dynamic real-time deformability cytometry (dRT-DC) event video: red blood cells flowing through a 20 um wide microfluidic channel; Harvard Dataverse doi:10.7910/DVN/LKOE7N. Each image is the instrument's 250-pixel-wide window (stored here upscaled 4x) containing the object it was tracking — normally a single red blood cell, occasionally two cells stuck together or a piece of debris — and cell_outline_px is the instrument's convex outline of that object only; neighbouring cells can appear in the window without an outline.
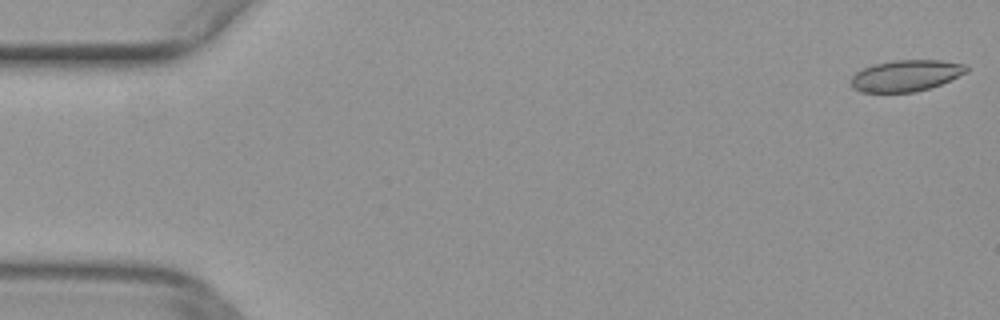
{"species": "common noctule bat (a hibernating species)", "species_latin": "Nyctalus noctula", "temperature_condition": "warm", "stored_images_in_passage": 51, "camera_frame_rate_fps": 3000, "um_per_image_px": 0.085, "animal": {"sex": "female", "body_mass_g": 29.2, "forearm_length_mm": 56.3}, "frame": {"image": 1, "passage_image": 1, "time_ms": 0.0, "image_size_px": [1000, 320], "cell_outline_px": [[968, 72], [940, 84], [916, 92], [860, 92], [852, 88], [852, 76], [856, 72], [864, 68], [876, 64], [892, 60], [940, 60], [964, 64], [968, 68]], "centroid_in_image_um": [77.0, 6.43], "position_along_channel_um": 8.0, "area_um2": 20.92}}
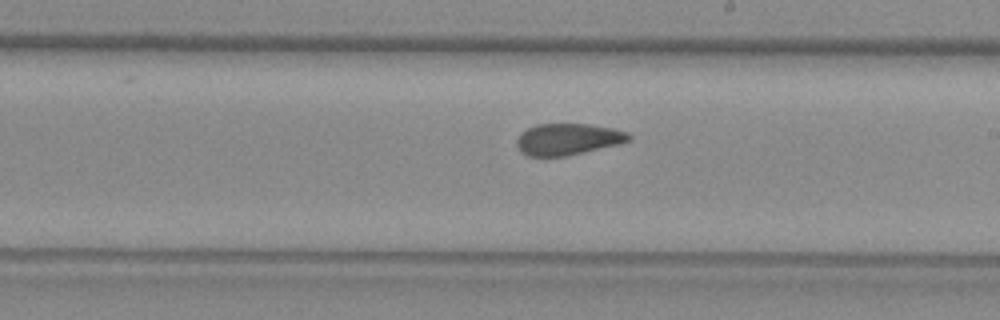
{"frame": {"image": 2, "passage_image": 29, "time_ms": 9.333, "image_size_px": [1000, 320], "cell_outline_px": [[632, 136], [628, 140], [620, 144], [568, 156], [528, 156], [520, 152], [516, 144], [516, 140], [520, 132], [536, 124], [588, 124], [612, 128], [628, 132]], "centroid_in_image_um": [48.25, 11.84], "position_along_channel_um": 240.8, "area_um2": 20.75}}
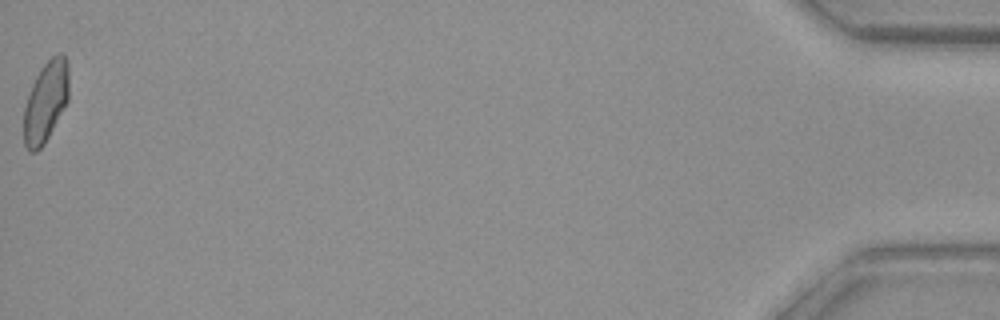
{"frame": {"image": 3, "passage_image": 51, "time_ms": 16.667, "image_size_px": [1000, 320], "cell_outline_px": [[68, 100], [44, 144], [36, 152], [28, 152], [24, 144], [24, 108], [28, 92], [40, 68], [56, 52], [60, 52], [64, 56], [68, 64]], "centroid_in_image_um": [3.87, 8.63], "position_along_channel_um": 431.3, "area_um2": 21.21}}